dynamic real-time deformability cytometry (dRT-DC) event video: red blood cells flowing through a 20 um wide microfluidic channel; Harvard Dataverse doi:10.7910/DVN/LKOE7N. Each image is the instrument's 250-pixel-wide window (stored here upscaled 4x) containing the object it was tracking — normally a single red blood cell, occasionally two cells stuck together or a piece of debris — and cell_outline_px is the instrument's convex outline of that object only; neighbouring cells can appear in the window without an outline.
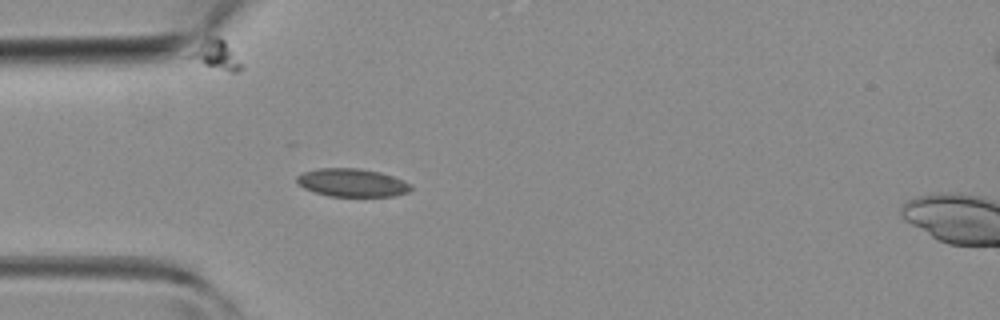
{"species": "common noctule bat (a hibernating species)", "species_latin": "Nyctalus noctula", "temperature_condition": "room temperature", "stored_images_in_passage": 3, "camera_frame_rate_fps": 3000, "um_per_image_px": 0.085, "animal": {"sex": "female", "body_mass_g": 19.3, "forearm_length_mm": 54.1}, "frame": {"image": 1, "passage_image": 1, "time_ms": 0.0, "image_size_px": [1000, 320], "cell_outline_px": [[412, 188], [408, 192], [396, 196], [328, 196], [304, 188], [296, 180], [296, 176], [304, 172], [320, 168], [360, 168], [380, 172], [404, 180], [412, 184]], "centroid_in_image_um": [29.97, 15.52], "position_along_channel_um": 55.0, "area_um2": 18.67}}